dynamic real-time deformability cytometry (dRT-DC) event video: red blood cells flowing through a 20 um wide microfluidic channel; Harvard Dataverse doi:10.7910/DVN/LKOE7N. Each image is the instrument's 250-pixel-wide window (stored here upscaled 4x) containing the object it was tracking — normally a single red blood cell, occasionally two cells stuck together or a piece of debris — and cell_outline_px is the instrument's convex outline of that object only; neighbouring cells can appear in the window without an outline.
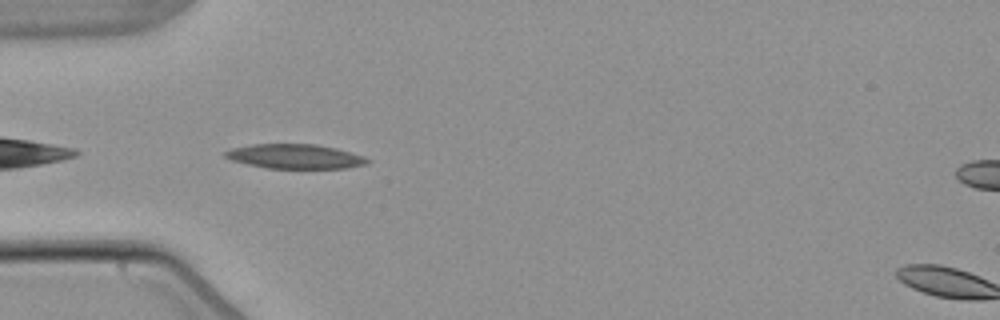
{"species": "common noctule bat (a hibernating species)", "species_latin": "Nyctalus noctula", "temperature_condition": "warm", "stored_images_in_passage": 7, "camera_frame_rate_fps": 3000, "um_per_image_px": 0.085, "animal": {"sex": "male", "body_mass_g": 21.5, "forearm_length_mm": 52.0}, "frame": {"image": 1, "passage_image": 4, "time_ms": 4.667, "image_size_px": [1000, 320], "cell_outline_px": [[372, 160], [364, 164], [344, 168], [268, 168], [248, 164], [232, 160], [224, 156], [224, 152], [232, 148], [252, 144], [316, 144], [336, 148], [364, 156]], "centroid_in_image_um": [25.08, 13.29], "position_along_channel_um": 59.9, "area_um2": 20.11}}